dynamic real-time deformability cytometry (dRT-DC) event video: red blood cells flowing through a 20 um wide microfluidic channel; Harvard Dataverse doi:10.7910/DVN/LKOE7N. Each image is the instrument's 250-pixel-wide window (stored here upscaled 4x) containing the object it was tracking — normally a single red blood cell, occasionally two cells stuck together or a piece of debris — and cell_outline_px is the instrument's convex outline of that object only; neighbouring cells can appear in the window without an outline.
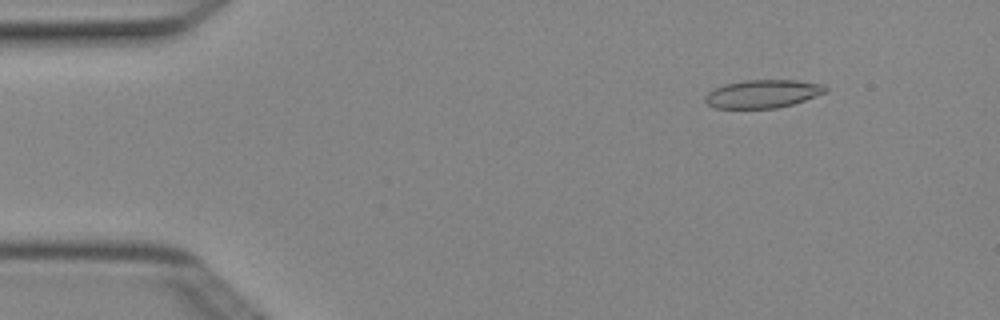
{"species": "Egyptian fruit bat (a non-hibernating species)", "species_latin": "Rousettus aegyptiacus", "temperature_condition": "cold", "stored_images_in_passage": 4, "camera_frame_rate_fps": 3000, "um_per_image_px": 0.085, "animal": {"sex": "female"}, "frame": {"image": 1, "passage_image": 2, "time_ms": 0.333, "image_size_px": [1000, 320], "cell_outline_px": [[828, 92], [792, 104], [776, 108], [716, 108], [708, 104], [704, 100], [704, 96], [708, 92], [724, 84], [744, 80], [796, 80], [824, 84], [828, 88]], "centroid_in_image_um": [64.85, 7.97], "position_along_channel_um": 20.1, "area_um2": 19.77}}